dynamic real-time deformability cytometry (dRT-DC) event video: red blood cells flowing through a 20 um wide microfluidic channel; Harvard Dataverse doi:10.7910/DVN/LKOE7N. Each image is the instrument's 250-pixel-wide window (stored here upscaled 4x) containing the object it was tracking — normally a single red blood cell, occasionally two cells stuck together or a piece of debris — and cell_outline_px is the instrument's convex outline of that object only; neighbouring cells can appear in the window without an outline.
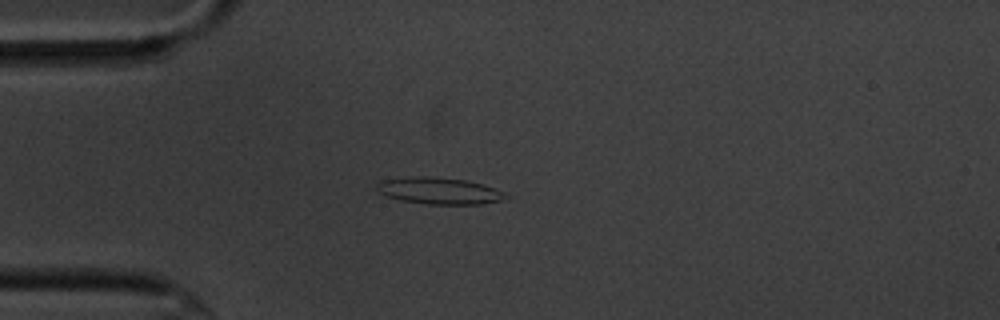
{"species": "common noctule bat (a hibernating species)", "species_latin": "Nyctalus noctula", "temperature_condition": "cold", "stored_images_in_passage": 43, "camera_frame_rate_fps": 3000, "um_per_image_px": 0.085, "animal": {"sex": "male", "body_mass_g": 20.1, "forearm_length_mm": 53.5}, "frame": {"image": 1, "passage_image": 1, "time_ms": 0.0, "image_size_px": [1000, 320], "cell_outline_px": [[500, 192], [496, 200], [476, 204], [432, 204], [404, 200], [388, 196], [384, 192], [388, 180], [464, 180], [480, 184], [492, 188]], "centroid_in_image_um": [37.47, 16.3], "position_along_channel_um": 47.5, "area_um2": 16.7}}
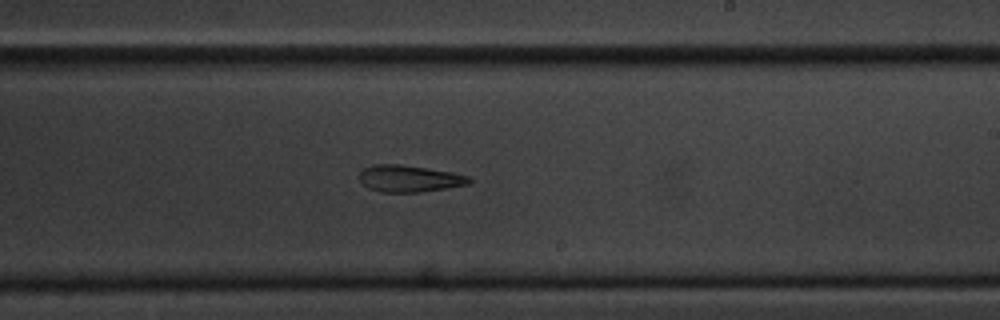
{"frame": {"image": 2, "passage_image": 20, "time_ms": 6.333, "image_size_px": [1000, 320], "cell_outline_px": [[472, 180], [468, 184], [444, 188], [416, 192], [384, 192], [372, 188], [364, 184], [360, 180], [360, 172], [364, 168], [376, 164], [396, 164], [424, 168], [448, 172], [464, 176]], "centroid_in_image_um": [34.74, 15.18], "position_along_channel_um": 254.3, "area_um2": 16.36}}
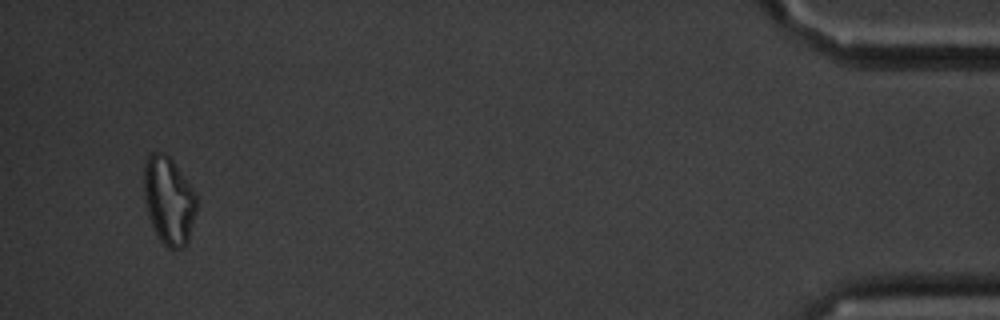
{"frame": {"image": 3, "passage_image": 41, "time_ms": 13.333, "image_size_px": [1000, 320], "cell_outline_px": [[196, 208], [188, 240], [180, 248], [172, 248], [164, 244], [160, 240], [152, 224], [148, 208], [144, 188], [144, 168], [148, 156], [152, 152], [156, 152], [168, 156], [172, 160], [196, 196]], "centroid_in_image_um": [14.34, 17.03], "position_along_channel_um": 420.9, "area_um2": 25.66}}